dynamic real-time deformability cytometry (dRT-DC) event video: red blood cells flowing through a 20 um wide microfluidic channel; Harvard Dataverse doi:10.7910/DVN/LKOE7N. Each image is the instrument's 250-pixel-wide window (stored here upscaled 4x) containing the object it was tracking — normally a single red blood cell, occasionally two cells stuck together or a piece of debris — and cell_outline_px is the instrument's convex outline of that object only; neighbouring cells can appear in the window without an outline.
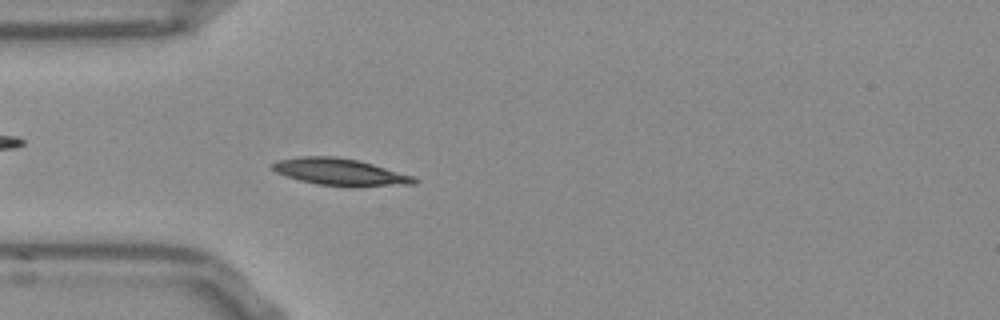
{"species": "Egyptian fruit bat (a non-hibernating species)", "species_latin": "Rousettus aegyptiacus", "temperature_condition": "room temperature", "stored_images_in_passage": 52, "camera_frame_rate_fps": 3000, "um_per_image_px": 0.085, "frame": {"image": 1, "passage_image": 14, "time_ms": 4.333, "image_size_px": [1000, 320], "cell_outline_px": [[420, 180], [416, 184], [316, 184], [300, 180], [276, 172], [268, 164], [276, 160], [300, 156], [336, 156], [356, 160], [372, 164], [412, 176]], "centroid_in_image_um": [28.78, 14.56], "position_along_channel_um": 56.2, "area_um2": 21.15}}
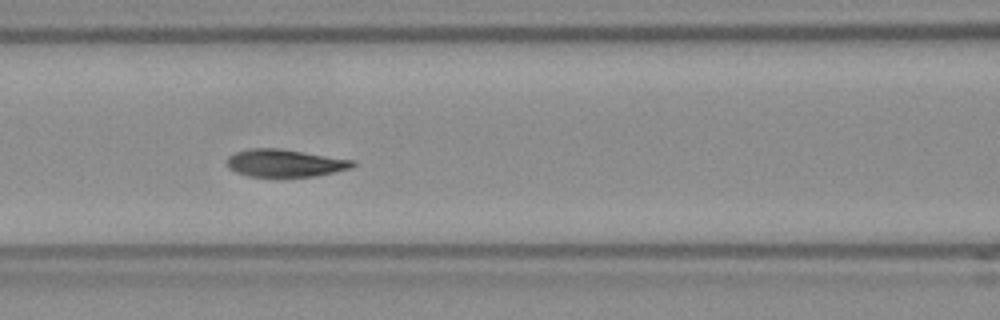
{"frame": {"image": 2, "passage_image": 21, "time_ms": 6.667, "image_size_px": [1000, 320], "cell_outline_px": [[356, 164], [352, 168], [316, 176], [248, 176], [236, 172], [228, 168], [224, 164], [224, 160], [228, 156], [236, 152], [252, 148], [280, 148], [356, 160]], "centroid_in_image_um": [24.2, 13.85], "position_along_channel_um": 142.4, "area_um2": 20.4}}
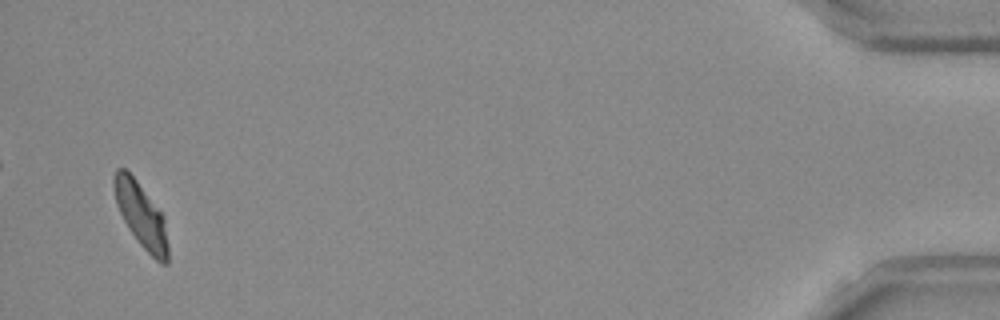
{"frame": {"image": 3, "passage_image": 50, "time_ms": 16.333, "image_size_px": [1000, 320], "cell_outline_px": [[168, 264], [160, 264], [140, 244], [128, 228], [116, 204], [112, 184], [112, 176], [116, 168], [124, 168], [136, 180], [164, 216], [168, 244]], "centroid_in_image_um": [11.98, 18.28], "position_along_channel_um": 423.2, "area_um2": 20.29}, "authors_computed_cell_mechanics": {"area_um2": 20.6346, "velocity_mm_per_s": 3.8224, "shape_relaxation_time_tau1_ms": 3.6023, "shape_relaxation_time_tau2_ms": 1.2322, "deformation_change_tau1": 0.1168, "deformation_change_tau2": 0.0549}}